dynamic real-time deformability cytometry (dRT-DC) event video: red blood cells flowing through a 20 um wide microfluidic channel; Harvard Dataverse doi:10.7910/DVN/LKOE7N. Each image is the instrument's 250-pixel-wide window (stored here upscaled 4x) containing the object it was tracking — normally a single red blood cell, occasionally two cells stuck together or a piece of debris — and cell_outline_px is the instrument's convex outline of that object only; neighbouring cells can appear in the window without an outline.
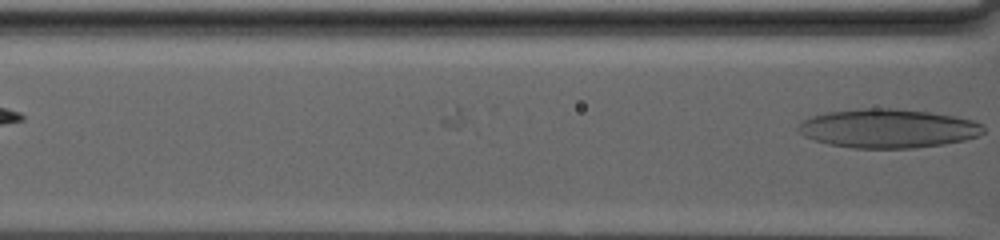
{"species": "human", "species_latin": "Homo sapiens", "temperature_condition": "warm", "stored_images_in_passage": 36, "camera_frame_rate_fps": 3000, "um_per_image_px": 0.085, "donor": {"sex": "male"}, "frame": {"image": 1, "passage_image": 36, "time_ms": 11.667, "image_size_px": [1000, 240], "cell_outline_px": [[984, 132], [976, 136], [964, 140], [944, 144], [912, 148], [852, 148], [828, 144], [804, 136], [796, 128], [804, 120], [812, 116], [824, 112], [860, 108], [896, 108], [928, 112], [956, 116], [972, 120], [984, 124]], "centroid_in_image_um": [75.48, 10.91], "position_along_channel_um": 91.1, "area_um2": 42.08}}